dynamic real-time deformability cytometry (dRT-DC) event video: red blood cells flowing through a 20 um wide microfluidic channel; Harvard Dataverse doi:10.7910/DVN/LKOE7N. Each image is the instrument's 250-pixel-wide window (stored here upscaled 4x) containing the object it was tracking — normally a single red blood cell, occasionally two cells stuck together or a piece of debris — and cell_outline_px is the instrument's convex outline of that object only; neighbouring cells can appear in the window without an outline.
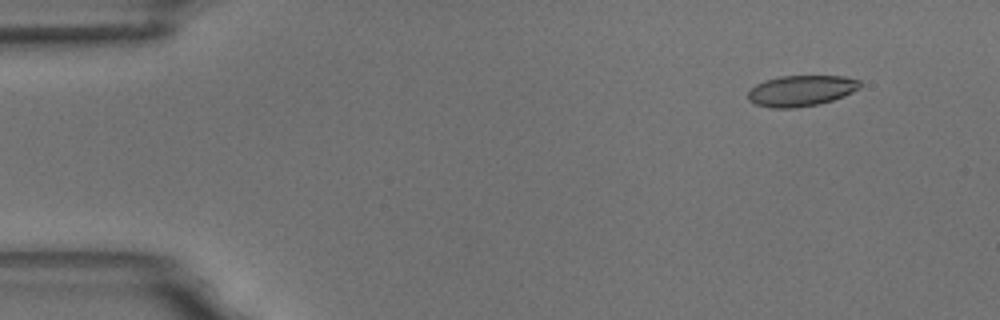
{"species": "common noctule bat (a hibernating species)", "species_latin": "Nyctalus noctula", "temperature_condition": "room temperature", "stored_images_in_passage": 3, "camera_frame_rate_fps": 3000, "um_per_image_px": 0.085, "animal": {"sex": "male", "body_mass_g": 18.8}, "frame": {"image": 1, "passage_image": 1, "time_ms": 0.0, "image_size_px": [1000, 320], "cell_outline_px": [[860, 88], [844, 96], [820, 104], [792, 108], [772, 108], [756, 104], [748, 100], [748, 92], [756, 84], [764, 80], [780, 76], [844, 76], [860, 80]], "centroid_in_image_um": [68.09, 7.71], "position_along_channel_um": 16.9, "area_um2": 20.17}}